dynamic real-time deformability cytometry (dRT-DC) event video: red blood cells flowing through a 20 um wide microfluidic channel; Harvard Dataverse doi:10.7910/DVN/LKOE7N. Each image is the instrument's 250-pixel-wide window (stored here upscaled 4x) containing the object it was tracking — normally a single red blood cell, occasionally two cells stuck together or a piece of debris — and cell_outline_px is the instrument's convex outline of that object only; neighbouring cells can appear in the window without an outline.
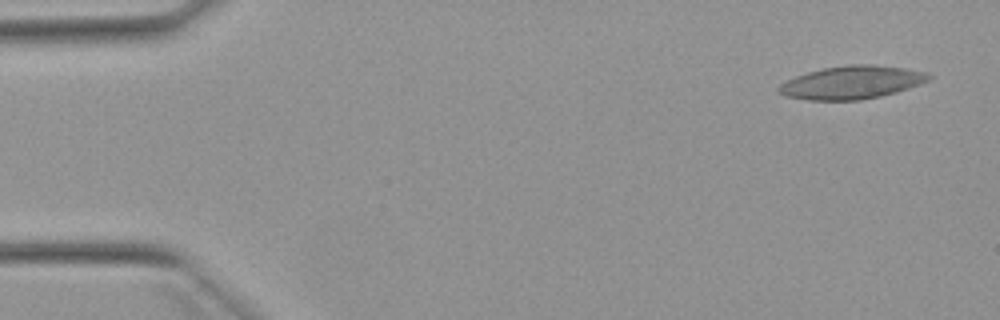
{"species": "Egyptian fruit bat (a non-hibernating species)", "species_latin": "Rousettus aegyptiacus", "temperature_condition": "warm", "stored_images_in_passage": 51, "camera_frame_rate_fps": 3000, "um_per_image_px": 0.085, "animal": {"sex": "female"}, "frame": {"image": 1, "passage_image": 1, "time_ms": 0.0, "image_size_px": [1000, 320], "cell_outline_px": [[932, 76], [928, 80], [920, 84], [896, 92], [880, 96], [860, 100], [808, 100], [784, 96], [776, 88], [780, 84], [796, 76], [808, 72], [824, 68], [852, 64], [872, 64], [904, 68], [928, 72]], "centroid_in_image_um": [72.4, 7.01], "position_along_channel_um": 12.6, "area_um2": 28.78}}
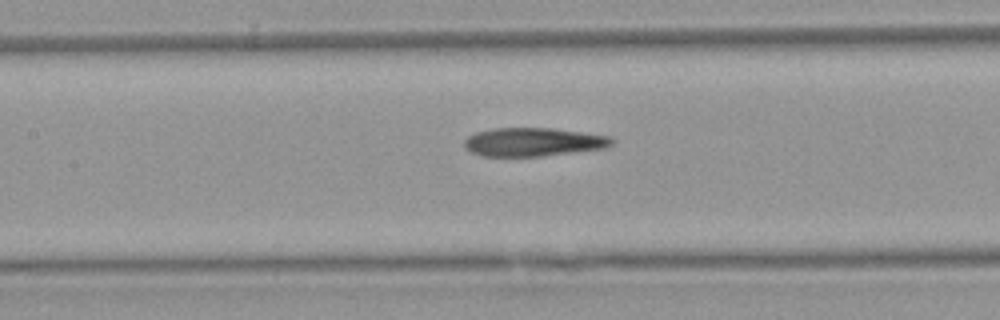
{"frame": {"image": 2, "passage_image": 22, "time_ms": 7.0, "image_size_px": [1000, 320], "cell_outline_px": [[616, 140], [612, 144], [604, 148], [540, 156], [480, 156], [464, 148], [464, 140], [468, 136], [476, 132], [492, 128], [552, 128], [612, 136]], "centroid_in_image_um": [45.32, 12.06], "position_along_channel_um": 162.1, "area_um2": 24.57}}
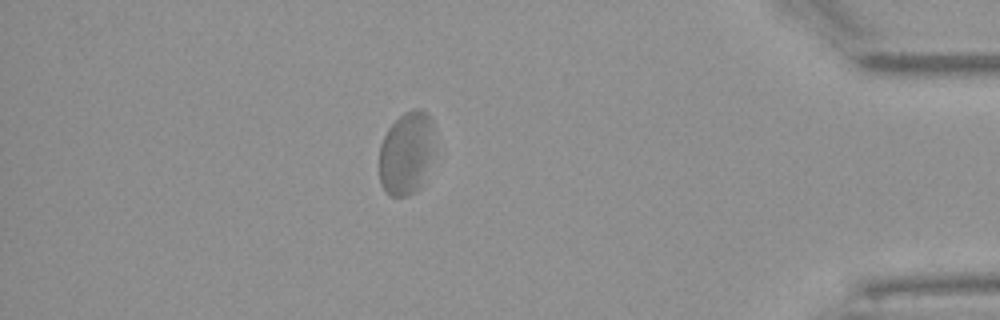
{"frame": {"image": 3, "passage_image": 44, "time_ms": 14.333, "image_size_px": [1000, 320], "cell_outline_px": [[432, 152], [420, 188], [416, 192], [408, 196], [392, 196], [380, 184], [380, 144], [388, 128], [404, 112], [412, 108], [420, 108], [432, 120]], "centroid_in_image_um": [34.51, 13.01], "position_along_channel_um": 400.7, "area_um2": 26.36}, "authors_computed_cell_mechanics": {"area_um2": 26.6458, "velocity_mm_per_s": 3.8423, "shape_relaxation_time_tau1_ms": null, "shape_relaxation_time_tau2_ms": 2.4705, "deformation_change_tau1": null, "deformation_change_tau2": 0.1139}}